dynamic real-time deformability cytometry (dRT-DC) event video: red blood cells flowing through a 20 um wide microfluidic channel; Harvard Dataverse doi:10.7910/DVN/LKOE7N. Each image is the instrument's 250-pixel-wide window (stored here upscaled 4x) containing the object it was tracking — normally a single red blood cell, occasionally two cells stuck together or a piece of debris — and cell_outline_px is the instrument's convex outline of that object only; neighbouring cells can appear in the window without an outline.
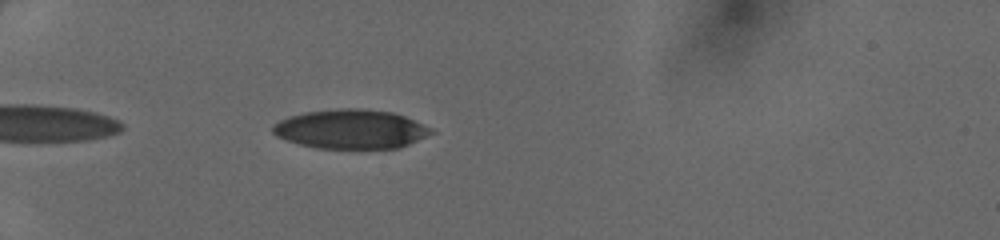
{"species": "human", "species_latin": "Homo sapiens", "temperature_condition": "cold", "stored_images_in_passage": 35, "camera_frame_rate_fps": 3000, "um_per_image_px": 0.085, "donor": {"sex": "female"}, "frame": {"image": 1, "passage_image": 3, "time_ms": 0.667, "image_size_px": [1000, 240], "cell_outline_px": [[436, 132], [400, 148], [316, 148], [300, 144], [276, 136], [272, 132], [272, 124], [288, 116], [304, 112], [336, 108], [360, 108], [392, 112], [404, 116], [432, 128]], "centroid_in_image_um": [29.81, 10.97], "position_along_channel_um": 55.2, "area_um2": 36.3}}
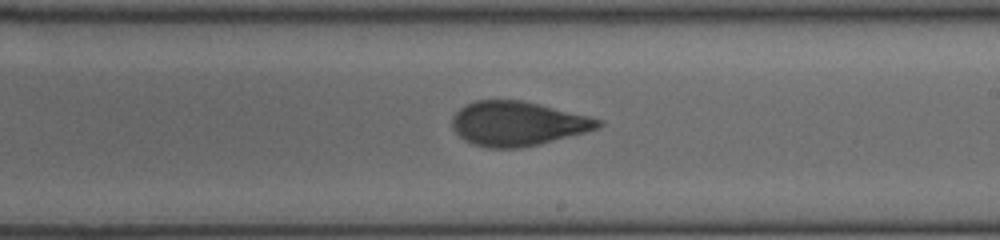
{"frame": {"image": 2, "passage_image": 18, "time_ms": 5.667, "image_size_px": [1000, 240], "cell_outline_px": [[604, 124], [596, 128], [584, 132], [540, 144], [520, 148], [488, 148], [472, 144], [464, 140], [452, 128], [452, 120], [456, 112], [460, 108], [476, 100], [520, 100], [588, 116], [604, 120]], "centroid_in_image_um": [43.97, 10.52], "position_along_channel_um": 245.0, "area_um2": 37.4}}
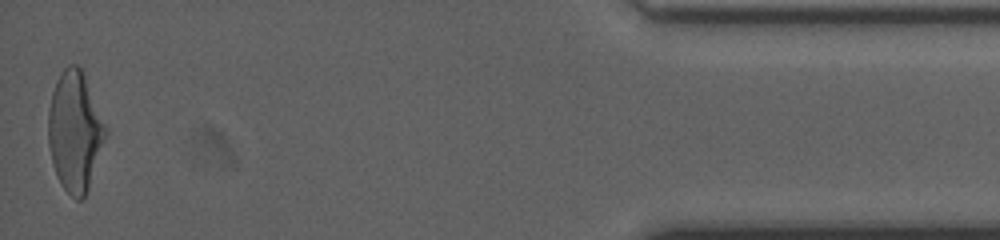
{"frame": {"image": 3, "passage_image": 35, "time_ms": 11.333, "image_size_px": [1000, 240], "cell_outline_px": [[108, 132], [88, 188], [84, 196], [80, 200], [76, 200], [64, 188], [56, 176], [48, 144], [48, 112], [52, 92], [56, 80], [60, 72], [68, 64], [76, 64], [80, 68], [84, 76], [108, 128]], "centroid_in_image_um": [6.36, 11.15], "position_along_channel_um": 428.8, "area_um2": 39.82}}